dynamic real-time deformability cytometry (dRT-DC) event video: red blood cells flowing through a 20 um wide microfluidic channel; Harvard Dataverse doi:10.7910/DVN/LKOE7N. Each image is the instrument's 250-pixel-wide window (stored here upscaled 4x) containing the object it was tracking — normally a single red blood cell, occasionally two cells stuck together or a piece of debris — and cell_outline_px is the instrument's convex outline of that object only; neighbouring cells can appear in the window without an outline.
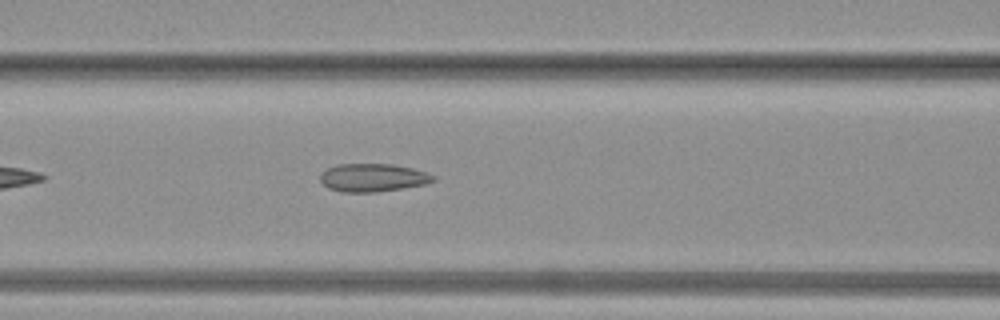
{"species": "common noctule bat (a hibernating species)", "species_latin": "Nyctalus noctula", "temperature_condition": "warm", "stored_images_in_passage": 14, "camera_frame_rate_fps": 3000, "um_per_image_px": 0.085, "animal": {"sex": "female", "body_mass_g": 19.3, "forearm_length_mm": 54.1}, "frame": {"image": 1, "passage_image": 7, "time_ms": 2.0, "image_size_px": [1000, 320], "cell_outline_px": [[436, 180], [424, 184], [404, 188], [376, 192], [344, 192], [328, 188], [320, 180], [320, 176], [328, 168], [336, 164], [392, 164], [412, 168], [436, 176]], "centroid_in_image_um": [31.7, 15.1], "position_along_channel_um": 134.9, "area_um2": 18.38}}
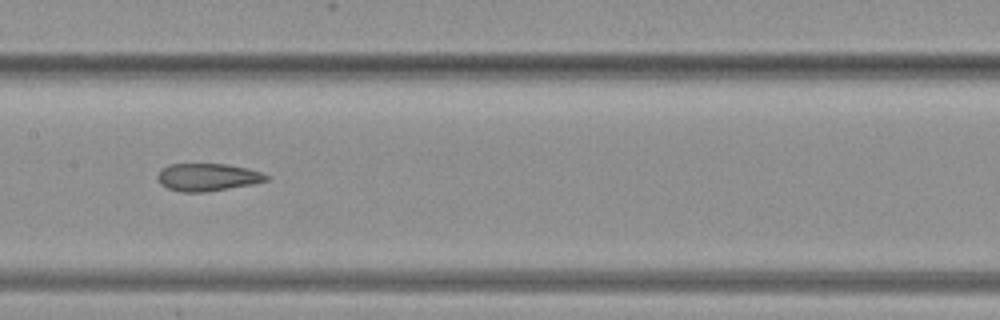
{"frame": {"image": 2, "passage_image": 10, "time_ms": 3.0, "image_size_px": [1000, 320], "cell_outline_px": [[268, 180], [252, 184], [208, 192], [180, 192], [168, 188], [160, 184], [156, 176], [160, 168], [168, 164], [228, 164], [248, 168], [260, 172], [268, 176]], "centroid_in_image_um": [17.59, 15.06], "position_along_channel_um": 189.8, "area_um2": 17.63}}
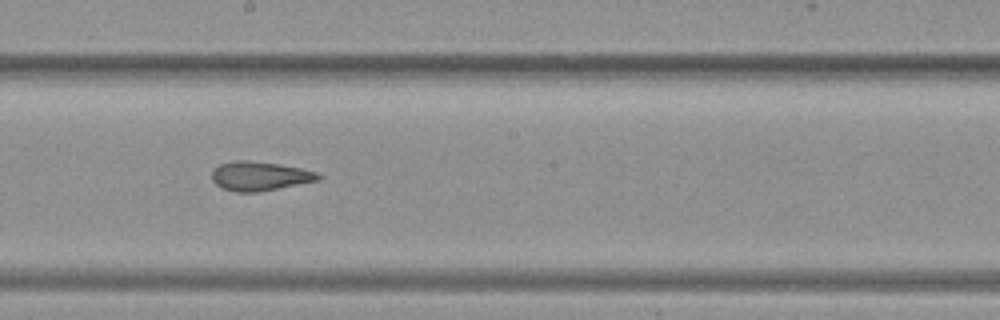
{"frame": {"image": 3, "passage_image": 12, "time_ms": 3.667, "image_size_px": [1000, 320], "cell_outline_px": [[320, 180], [260, 192], [236, 192], [220, 188], [212, 180], [212, 172], [220, 164], [236, 160], [248, 160], [276, 164], [300, 168], [316, 172], [320, 176]], "centroid_in_image_um": [22.05, 14.98], "position_along_channel_um": 226.1, "area_um2": 17.98}}